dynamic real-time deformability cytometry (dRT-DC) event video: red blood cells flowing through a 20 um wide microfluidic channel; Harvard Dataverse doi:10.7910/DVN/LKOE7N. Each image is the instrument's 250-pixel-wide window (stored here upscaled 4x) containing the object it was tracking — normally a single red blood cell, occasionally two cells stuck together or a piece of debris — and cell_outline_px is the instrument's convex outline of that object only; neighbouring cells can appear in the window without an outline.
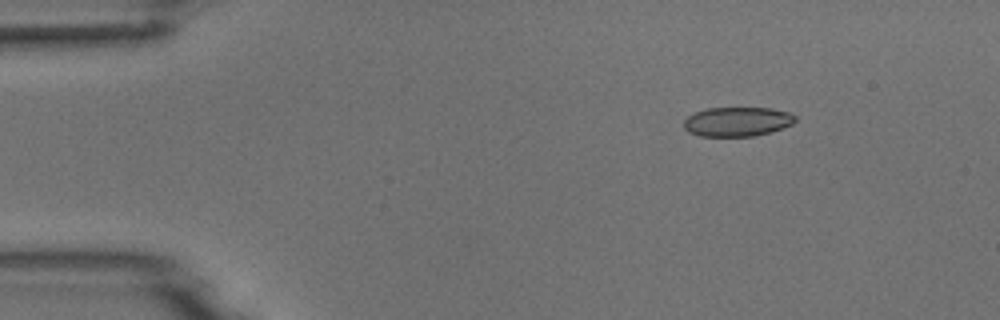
{"species": "common noctule bat (a hibernating species)", "species_latin": "Nyctalus noctula", "temperature_condition": "room temperature", "stored_images_in_passage": 6, "camera_frame_rate_fps": 3000, "um_per_image_px": 0.085, "animal": {"sex": "male", "body_mass_g": 18.8}, "frame": {"image": 1, "passage_image": 2, "time_ms": 0.333, "image_size_px": [1000, 320], "cell_outline_px": [[796, 120], [792, 124], [784, 128], [772, 132], [752, 136], [700, 136], [688, 132], [684, 128], [684, 120], [688, 116], [696, 112], [708, 108], [772, 108], [788, 112], [796, 116]], "centroid_in_image_um": [62.69, 10.34], "position_along_channel_um": 22.3, "area_um2": 19.13}}
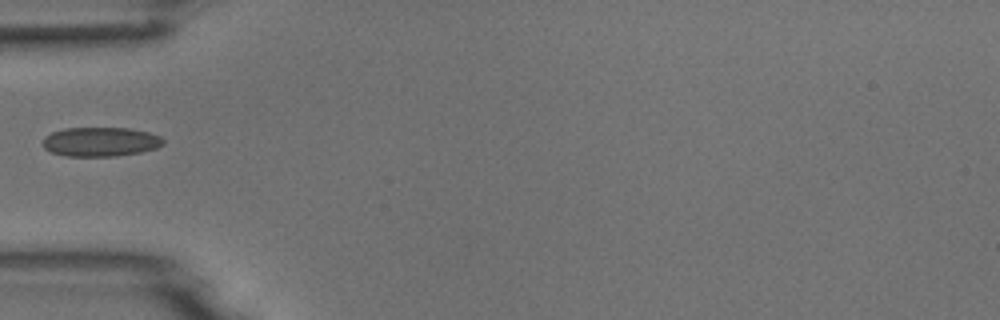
{"frame": {"image": 2, "passage_image": 5, "time_ms": 1.333, "image_size_px": [1000, 320], "cell_outline_px": [[164, 144], [156, 148], [140, 152], [116, 156], [64, 156], [52, 152], [44, 148], [44, 136], [52, 132], [64, 128], [128, 128], [148, 132], [160, 136], [164, 140]], "centroid_in_image_um": [8.54, 12.05], "position_along_channel_um": 76.5, "area_um2": 20.52}}